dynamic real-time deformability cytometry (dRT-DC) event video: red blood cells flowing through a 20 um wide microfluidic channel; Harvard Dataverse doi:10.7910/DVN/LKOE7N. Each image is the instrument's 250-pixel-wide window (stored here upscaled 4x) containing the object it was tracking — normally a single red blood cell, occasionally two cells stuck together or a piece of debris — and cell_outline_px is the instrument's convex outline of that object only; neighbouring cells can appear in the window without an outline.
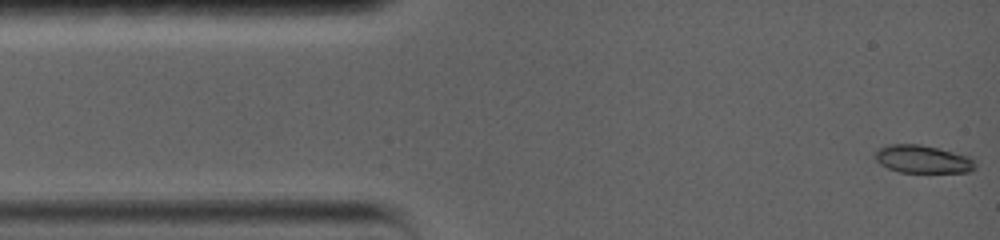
{"species": "common noctule bat (a hibernating species)", "species_latin": "Nyctalus noctula", "temperature_condition": "warm", "stored_images_in_passage": 66, "camera_frame_rate_fps": 5000, "um_per_image_px": 0.085, "animal": {"sex": "female", "body_mass_g": 19.0, "forearm_length_mm": 56.7}, "frame": {"image": 1, "passage_image": 1, "time_ms": 0.0, "image_size_px": [1000, 240], "cell_outline_px": [[972, 168], [968, 172], [900, 172], [888, 168], [880, 164], [876, 160], [876, 152], [880, 148], [892, 144], [916, 144], [936, 148], [964, 156], [972, 160]], "centroid_in_image_um": [78.33, 13.54], "position_along_channel_um": 6.7, "area_um2": 15.49}}
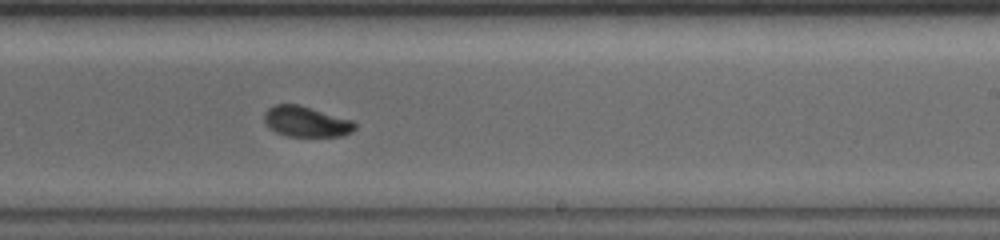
{"frame": {"image": 2, "passage_image": 28, "time_ms": 5.4, "image_size_px": [1000, 240], "cell_outline_px": [[356, 128], [352, 132], [344, 136], [288, 136], [276, 132], [268, 128], [264, 120], [264, 112], [268, 108], [276, 104], [300, 104], [352, 120], [356, 124]], "centroid_in_image_um": [26.02, 10.33], "position_along_channel_um": 263.0, "area_um2": 16.3}}
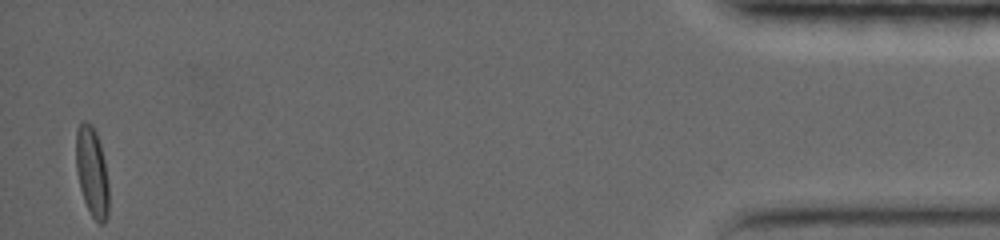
{"frame": {"image": 3, "passage_image": 65, "time_ms": 12.8, "image_size_px": [1000, 240], "cell_outline_px": [[108, 216], [104, 224], [100, 224], [92, 216], [84, 200], [80, 188], [76, 172], [76, 132], [80, 120], [88, 120], [92, 124], [96, 132], [100, 144], [104, 160], [108, 184]], "centroid_in_image_um": [7.8, 14.57], "position_along_channel_um": 427.4, "area_um2": 17.22}, "authors_computed_cell_mechanics": {"area_um2": 16.473, "velocity_mm_per_s": 3.824, "shape_relaxation_time_tau1_ms": 1.872, "shape_relaxation_time_tau2_ms": 0.6649, "deformation_change_tau1": 0.1361, "deformation_change_tau2": 0.0349}}